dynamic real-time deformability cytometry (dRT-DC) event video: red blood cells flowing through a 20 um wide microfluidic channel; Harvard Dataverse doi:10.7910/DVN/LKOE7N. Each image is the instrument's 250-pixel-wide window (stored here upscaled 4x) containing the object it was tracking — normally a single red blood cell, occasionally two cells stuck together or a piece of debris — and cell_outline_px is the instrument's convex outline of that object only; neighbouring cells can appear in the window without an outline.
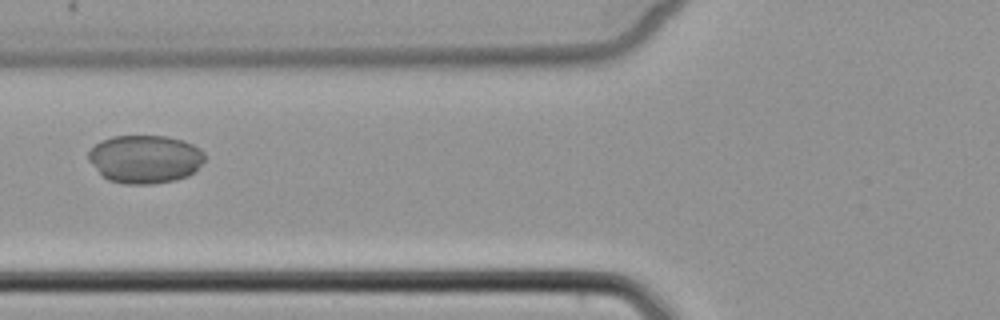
{"species": "common noctule bat (a hibernating species)", "species_latin": "Nyctalus noctula", "temperature_condition": "cold", "stored_images_in_passage": 9, "camera_frame_rate_fps": 3000, "um_per_image_px": 0.085, "animal": {"sex": "female", "body_mass_g": 22.7, "forearm_length_mm": 54.2}, "frame": {"image": 1, "passage_image": 8, "time_ms": 8.333, "image_size_px": [1000, 320], "cell_outline_px": [[204, 160], [188, 176], [176, 180], [152, 184], [124, 184], [108, 180], [100, 176], [88, 160], [88, 152], [100, 140], [112, 136], [164, 136], [184, 140], [200, 148], [204, 152]], "centroid_in_image_um": [12.29, 13.52], "position_along_channel_um": 113.5, "area_um2": 32.89}}